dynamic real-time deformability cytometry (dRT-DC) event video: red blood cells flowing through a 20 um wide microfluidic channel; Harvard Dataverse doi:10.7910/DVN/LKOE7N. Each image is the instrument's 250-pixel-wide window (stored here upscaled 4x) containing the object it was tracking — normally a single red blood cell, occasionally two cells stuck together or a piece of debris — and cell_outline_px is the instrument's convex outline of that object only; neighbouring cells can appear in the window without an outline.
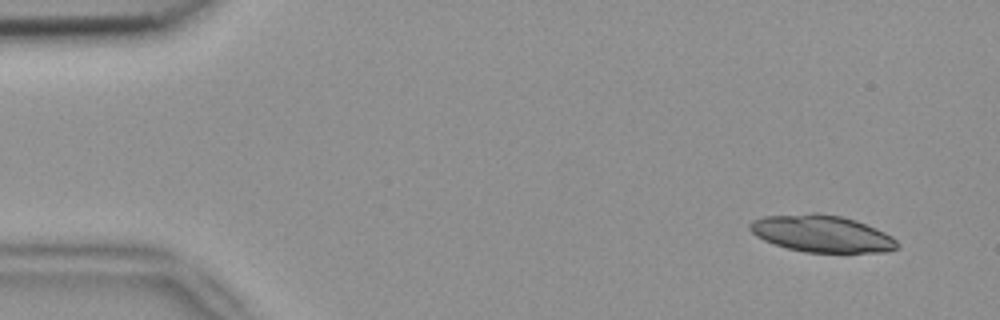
{"species": "common noctule bat (a hibernating species)", "species_latin": "Nyctalus noctula", "temperature_condition": "room temperature", "stored_images_in_passage": 6, "camera_frame_rate_fps": 3000, "um_per_image_px": 0.085, "animal": {"sex": "female", "body_mass_g": 18.4}, "frame": {"image": 1, "passage_image": 2, "time_ms": 0.333, "image_size_px": [1000, 320], "cell_outline_px": [[900, 248], [888, 252], [804, 252], [788, 248], [764, 240], [756, 236], [748, 228], [748, 224], [752, 220], [764, 216], [812, 212], [820, 212], [840, 216], [856, 220], [876, 228], [892, 236], [900, 244]], "centroid_in_image_um": [69.87, 19.85], "position_along_channel_um": 15.1, "area_um2": 32.02}}